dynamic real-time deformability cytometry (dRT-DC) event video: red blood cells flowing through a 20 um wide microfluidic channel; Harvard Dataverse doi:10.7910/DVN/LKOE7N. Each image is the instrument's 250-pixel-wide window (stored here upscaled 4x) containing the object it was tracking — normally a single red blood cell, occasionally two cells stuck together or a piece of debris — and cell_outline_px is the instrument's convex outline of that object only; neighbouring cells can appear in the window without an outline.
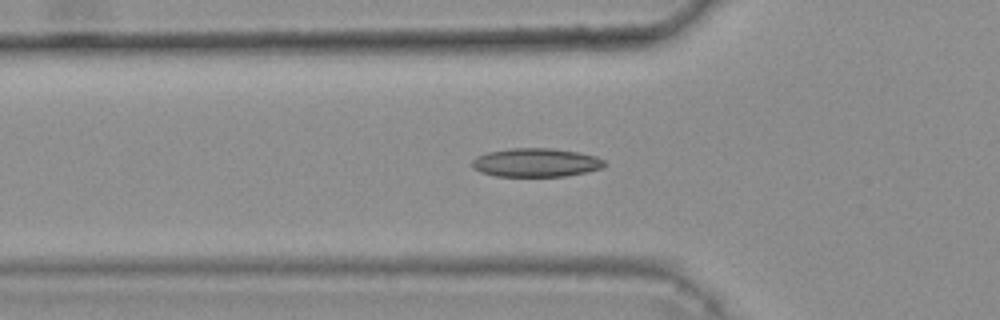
{"species": "common noctule bat (a hibernating species)", "species_latin": "Nyctalus noctula", "temperature_condition": "warm", "stored_images_in_passage": 42, "camera_frame_rate_fps": 3000, "um_per_image_px": 0.085, "animal": {"sex": "female", "body_mass_g": 25.1}, "frame": {"image": 1, "passage_image": 13, "time_ms": 4.0, "image_size_px": [1000, 320], "cell_outline_px": [[608, 164], [604, 168], [588, 172], [564, 176], [496, 176], [480, 172], [472, 168], [472, 160], [476, 156], [488, 152], [512, 148], [552, 148], [576, 152], [596, 156], [604, 160]], "centroid_in_image_um": [45.58, 13.82], "position_along_channel_um": 80.2, "area_um2": 22.25}}
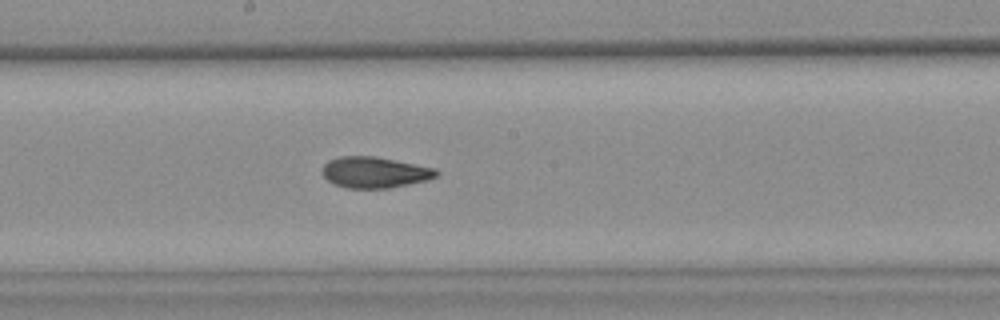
{"frame": {"image": 2, "passage_image": 24, "time_ms": 7.667, "image_size_px": [1000, 320], "cell_outline_px": [[440, 172], [436, 176], [428, 180], [388, 188], [348, 188], [336, 184], [328, 180], [320, 172], [320, 168], [328, 160], [340, 156], [372, 156], [396, 160], [436, 168]], "centroid_in_image_um": [31.83, 14.64], "position_along_channel_um": 216.4, "area_um2": 20.69}}
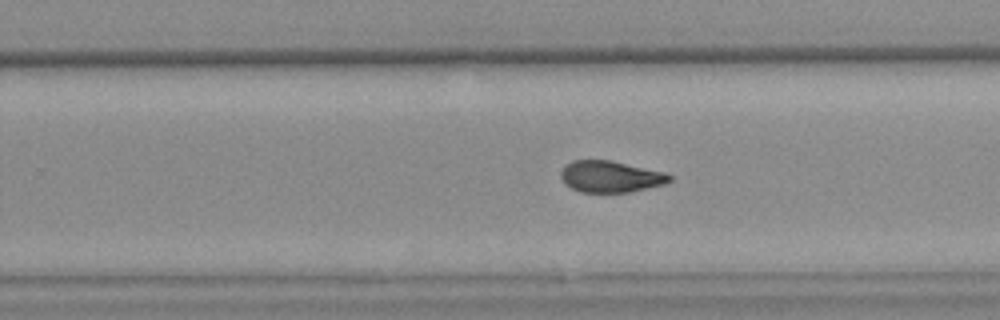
{"frame": {"image": 3, "passage_image": 29, "time_ms": 9.333, "image_size_px": [1000, 320], "cell_outline_px": [[672, 180], [664, 184], [632, 192], [580, 192], [572, 188], [560, 176], [560, 172], [564, 164], [572, 160], [612, 160], [668, 172], [672, 176]], "centroid_in_image_um": [51.94, 14.99], "position_along_channel_um": 277.9, "area_um2": 20.23}, "authors_computed_cell_mechanics": {"area_um2": 20.808, "velocity_mm_per_s": 3.7069, "shape_relaxation_time_tau1_ms": 10.3031, "shape_relaxation_time_tau2_ms": 2.1254, "deformation_change_tau1": 0.215, "deformation_change_tau2": 0.0717}}